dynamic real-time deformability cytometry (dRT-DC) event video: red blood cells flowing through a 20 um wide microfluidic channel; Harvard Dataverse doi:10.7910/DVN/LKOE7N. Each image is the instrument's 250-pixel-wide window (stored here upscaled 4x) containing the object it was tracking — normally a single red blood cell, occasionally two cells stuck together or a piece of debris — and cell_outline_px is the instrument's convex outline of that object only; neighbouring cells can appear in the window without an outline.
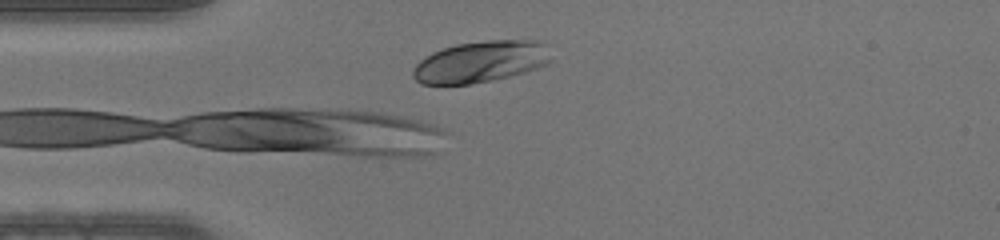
{"species": "human", "species_latin": "Homo sapiens", "temperature_condition": "warm", "stored_images_in_passage": 4, "camera_frame_rate_fps": 3000, "um_per_image_px": 0.085, "donor": {"sex": "male"}, "frame": {"image": 1, "passage_image": 4, "time_ms": 1.0, "image_size_px": [1000, 240], "cell_outline_px": [[552, 60], [548, 64], [524, 72], [492, 80], [468, 84], [420, 84], [412, 76], [412, 72], [416, 64], [420, 60], [432, 52], [456, 44], [484, 40], [544, 40], [548, 44]], "centroid_in_image_um": [40.91, 5.23], "position_along_channel_um": 44.1, "area_um2": 33.64}}